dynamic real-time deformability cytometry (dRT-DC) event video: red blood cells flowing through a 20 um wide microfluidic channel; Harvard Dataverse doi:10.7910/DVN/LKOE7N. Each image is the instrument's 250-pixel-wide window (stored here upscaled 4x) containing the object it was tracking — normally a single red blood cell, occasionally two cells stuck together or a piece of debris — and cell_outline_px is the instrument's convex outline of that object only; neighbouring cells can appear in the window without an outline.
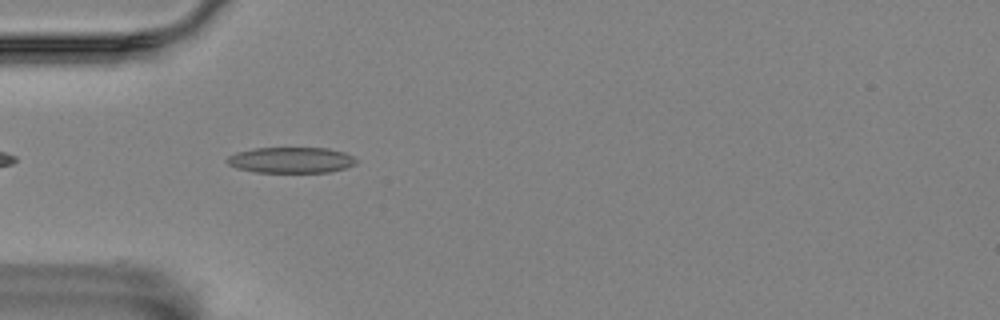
{"species": "Egyptian fruit bat (a non-hibernating species)", "species_latin": "Rousettus aegyptiacus", "temperature_condition": "room temperature", "stored_images_in_passage": 40, "camera_frame_rate_fps": 3000, "um_per_image_px": 0.085, "animal": {"sex": "female"}, "frame": {"image": 1, "passage_image": 1, "time_ms": 0.0, "image_size_px": [1000, 320], "cell_outline_px": [[360, 160], [356, 164], [344, 168], [328, 172], [256, 172], [236, 168], [228, 164], [224, 160], [228, 156], [236, 152], [256, 148], [328, 148], [344, 152]], "centroid_in_image_um": [24.74, 13.6], "position_along_channel_um": 60.3, "area_um2": 19.54}}
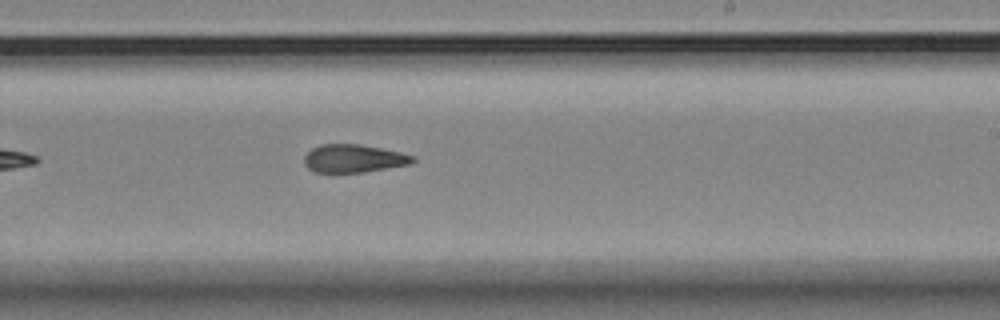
{"frame": {"image": 2, "passage_image": 18, "time_ms": 5.667, "image_size_px": [1000, 320], "cell_outline_px": [[416, 160], [408, 164], [364, 172], [316, 172], [308, 168], [304, 164], [304, 156], [312, 148], [320, 144], [360, 144], [400, 152], [416, 156]], "centroid_in_image_um": [30.05, 13.46], "position_along_channel_um": 259.0, "area_um2": 17.63}}
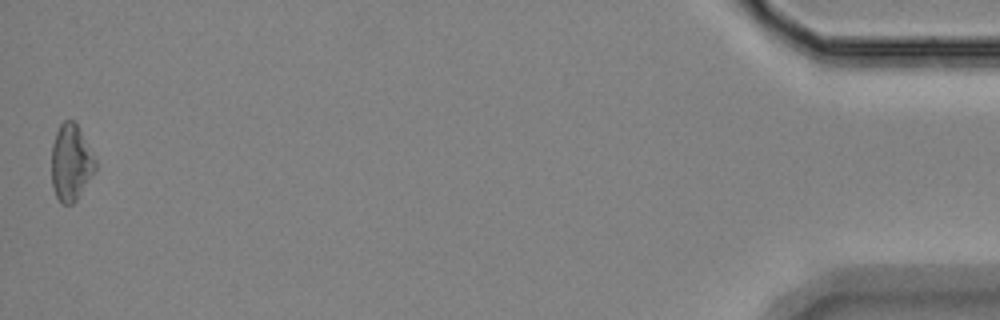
{"frame": {"image": 3, "passage_image": 40, "time_ms": 13.0, "image_size_px": [1000, 320], "cell_outline_px": [[96, 172], [76, 200], [72, 204], [60, 204], [56, 196], [52, 184], [52, 144], [56, 132], [60, 124], [64, 120], [72, 120], [76, 124], [96, 160]], "centroid_in_image_um": [6.03, 13.85], "position_along_channel_um": 429.2, "area_um2": 19.48}, "authors_computed_cell_mechanics": {"area_um2": 18.2937, "velocity_mm_per_s": 3.5378, "shape_relaxation_time_tau1_ms": null, "shape_relaxation_time_tau2_ms": 2.8355, "deformation_change_tau1": null, "deformation_change_tau2": 0.1132}}